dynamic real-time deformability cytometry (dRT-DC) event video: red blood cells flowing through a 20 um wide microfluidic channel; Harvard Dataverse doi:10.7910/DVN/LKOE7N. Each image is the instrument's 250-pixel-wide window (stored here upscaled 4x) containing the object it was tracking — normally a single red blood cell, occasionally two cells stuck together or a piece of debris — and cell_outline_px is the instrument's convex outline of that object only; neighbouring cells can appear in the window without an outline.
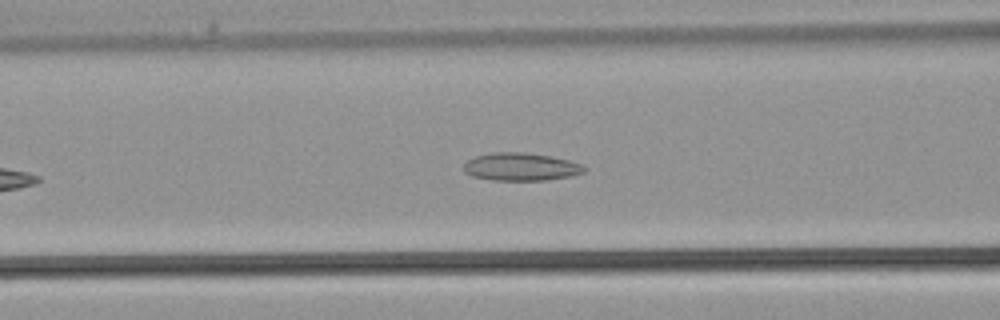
{"species": "common noctule bat (a hibernating species)", "species_latin": "Nyctalus noctula", "temperature_condition": "warm", "stored_images_in_passage": 27, "camera_frame_rate_fps": 3000, "um_per_image_px": 0.085, "animal": {"sex": "male", "body_mass_g": 21.5, "forearm_length_mm": 52.0}, "frame": {"image": 1, "passage_image": 8, "time_ms": 2.333, "image_size_px": [1000, 320], "cell_outline_px": [[588, 168], [584, 172], [572, 176], [548, 180], [492, 180], [472, 176], [464, 172], [464, 164], [468, 160], [476, 156], [492, 152], [524, 152], [548, 156], [568, 160], [584, 164]], "centroid_in_image_um": [44.3, 14.18], "position_along_channel_um": 122.3, "area_um2": 19.65}}
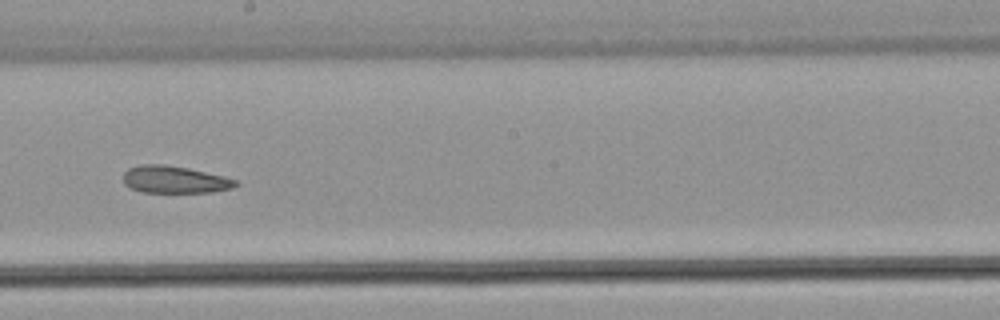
{"frame": {"image": 2, "passage_image": 14, "time_ms": 4.333, "image_size_px": [1000, 320], "cell_outline_px": [[240, 184], [232, 188], [212, 192], [140, 192], [128, 188], [124, 184], [124, 172], [128, 168], [140, 164], [164, 164], [188, 168], [224, 176], [236, 180]], "centroid_in_image_um": [14.82, 15.26], "position_along_channel_um": 233.4, "area_um2": 17.98}}
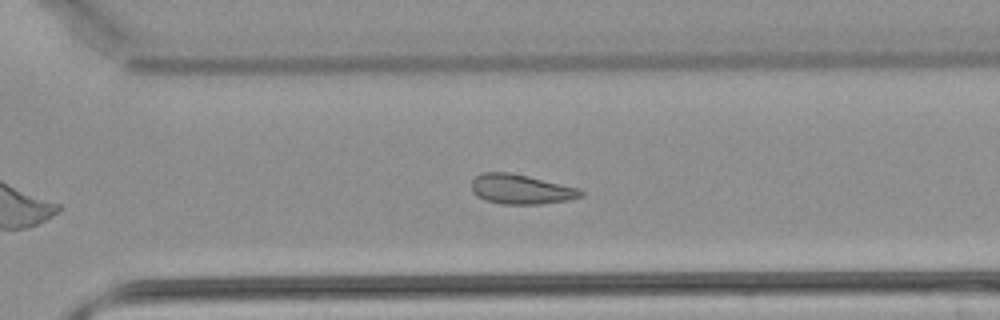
{"frame": {"image": 3, "passage_image": 19, "time_ms": 6.0, "image_size_px": [1000, 320], "cell_outline_px": [[584, 196], [568, 200], [540, 204], [500, 204], [484, 200], [476, 196], [472, 192], [472, 180], [476, 176], [484, 172], [508, 172], [528, 176], [576, 188], [584, 192]], "centroid_in_image_um": [44.24, 16.1], "position_along_channel_um": 326.4, "area_um2": 18.84}}